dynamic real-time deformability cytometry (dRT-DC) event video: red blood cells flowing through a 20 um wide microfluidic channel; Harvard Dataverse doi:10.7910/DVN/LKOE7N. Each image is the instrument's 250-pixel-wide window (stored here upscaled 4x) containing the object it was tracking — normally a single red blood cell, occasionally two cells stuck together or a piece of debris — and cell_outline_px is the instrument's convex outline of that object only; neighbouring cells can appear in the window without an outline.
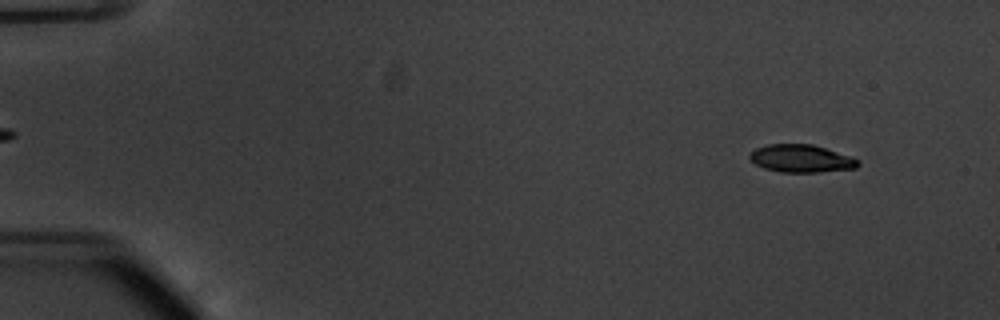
{"species": "common noctule bat (a hibernating species)", "species_latin": "Nyctalus noctula", "temperature_condition": "warm", "stored_images_in_passage": 54, "camera_frame_rate_fps": 3000, "um_per_image_px": 0.085, "animal": {"sex": "male", "body_mass_g": 20.1, "forearm_length_mm": 53.5}, "frame": {"image": 1, "passage_image": 5, "time_ms": 1.333, "image_size_px": [1000, 320], "cell_outline_px": [[860, 164], [856, 168], [820, 172], [780, 172], [764, 168], [756, 164], [748, 156], [756, 148], [768, 144], [812, 144], [852, 156], [860, 160]], "centroid_in_image_um": [68.14, 13.47], "position_along_channel_um": 16.9, "area_um2": 17.51}}
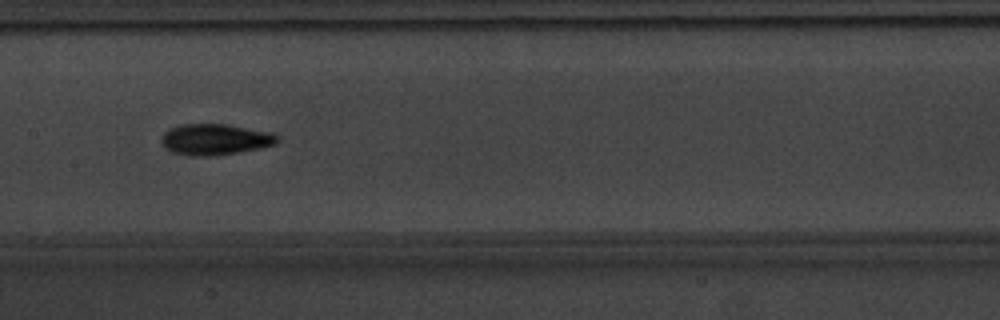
{"frame": {"image": 2, "passage_image": 28, "time_ms": 9.0, "image_size_px": [1000, 320], "cell_outline_px": [[280, 140], [276, 144], [260, 148], [216, 156], [192, 156], [172, 152], [164, 148], [160, 140], [164, 132], [168, 128], [180, 124], [228, 124], [272, 132], [280, 136]], "centroid_in_image_um": [18.29, 11.84], "position_along_channel_um": 189.1, "area_um2": 21.39}}
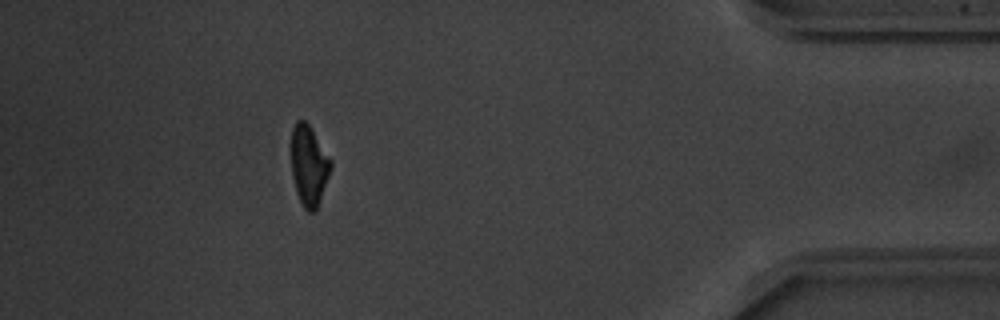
{"frame": {"image": 3, "passage_image": 49, "time_ms": 16.0, "image_size_px": [1000, 320], "cell_outline_px": [[332, 168], [316, 212], [308, 212], [304, 208], [296, 192], [292, 176], [288, 144], [292, 128], [296, 120], [304, 120], [312, 128], [332, 160]], "centroid_in_image_um": [26.22, 14.02], "position_along_channel_um": 409.0, "area_um2": 19.36}, "authors_computed_cell_mechanics": {"area_um2": 19.074, "velocity_mm_per_s": 3.7928, "shape_relaxation_time_tau1_ms": 3.291, "shape_relaxation_time_tau2_ms": 2.8553, "deformation_change_tau1": 0.159, "deformation_change_tau2": 0.0972}}